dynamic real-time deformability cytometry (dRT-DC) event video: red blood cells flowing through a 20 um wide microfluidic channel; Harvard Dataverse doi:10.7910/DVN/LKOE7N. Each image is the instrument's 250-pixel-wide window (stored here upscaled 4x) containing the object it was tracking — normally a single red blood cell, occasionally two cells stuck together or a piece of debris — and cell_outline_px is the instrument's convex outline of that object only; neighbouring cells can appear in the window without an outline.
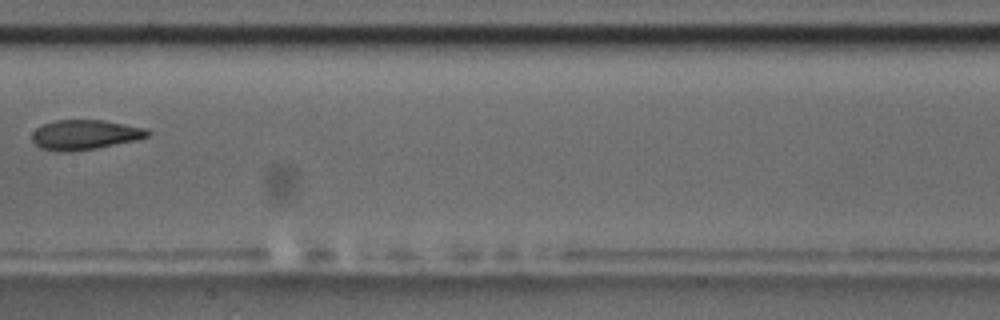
{"species": "common noctule bat (a hibernating species)", "species_latin": "Nyctalus noctula", "temperature_condition": "room temperature", "stored_images_in_passage": 5, "camera_frame_rate_fps": 3000, "um_per_image_px": 0.085, "animal": {"sex": "male", "body_mass_g": 17.5, "forearm_length_mm": 52.3}, "frame": {"image": 1, "passage_image": 5, "time_ms": 4.667, "image_size_px": [1000, 320], "cell_outline_px": [[152, 132], [148, 136], [136, 140], [96, 148], [72, 152], [56, 152], [40, 148], [32, 140], [32, 132], [36, 128], [44, 124], [56, 120], [104, 120], [148, 128]], "centroid_in_image_um": [7.22, 11.46], "position_along_channel_um": 200.2, "area_um2": 20.29}}